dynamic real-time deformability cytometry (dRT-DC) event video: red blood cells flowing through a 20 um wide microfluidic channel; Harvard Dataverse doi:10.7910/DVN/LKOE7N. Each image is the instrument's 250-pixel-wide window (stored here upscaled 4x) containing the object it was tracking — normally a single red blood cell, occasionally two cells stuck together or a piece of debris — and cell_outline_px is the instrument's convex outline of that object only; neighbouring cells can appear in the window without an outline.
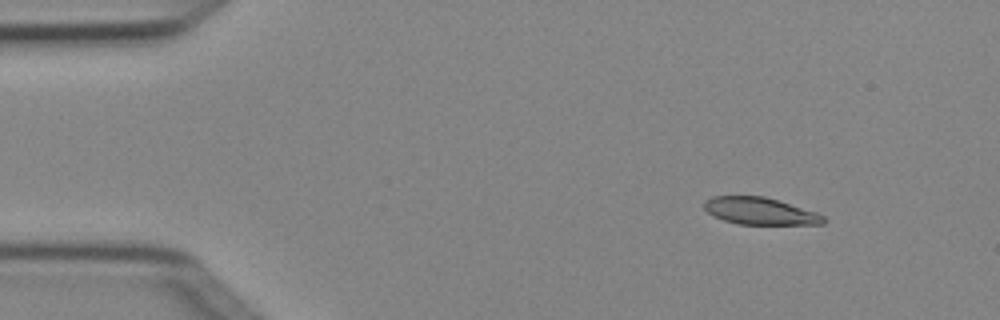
{"species": "Egyptian fruit bat (a non-hibernating species)", "species_latin": "Rousettus aegyptiacus", "temperature_condition": "cold", "stored_images_in_passage": 4, "camera_frame_rate_fps": 3000, "um_per_image_px": 0.085, "animal": {"sex": "female"}, "frame": {"image": 1, "passage_image": 2, "time_ms": 0.333, "image_size_px": [1000, 320], "cell_outline_px": [[828, 220], [824, 224], [736, 224], [712, 216], [704, 208], [704, 200], [712, 196], [764, 196], [816, 212], [824, 216]], "centroid_in_image_um": [64.58, 17.94], "position_along_channel_um": 20.4, "area_um2": 18.84}}